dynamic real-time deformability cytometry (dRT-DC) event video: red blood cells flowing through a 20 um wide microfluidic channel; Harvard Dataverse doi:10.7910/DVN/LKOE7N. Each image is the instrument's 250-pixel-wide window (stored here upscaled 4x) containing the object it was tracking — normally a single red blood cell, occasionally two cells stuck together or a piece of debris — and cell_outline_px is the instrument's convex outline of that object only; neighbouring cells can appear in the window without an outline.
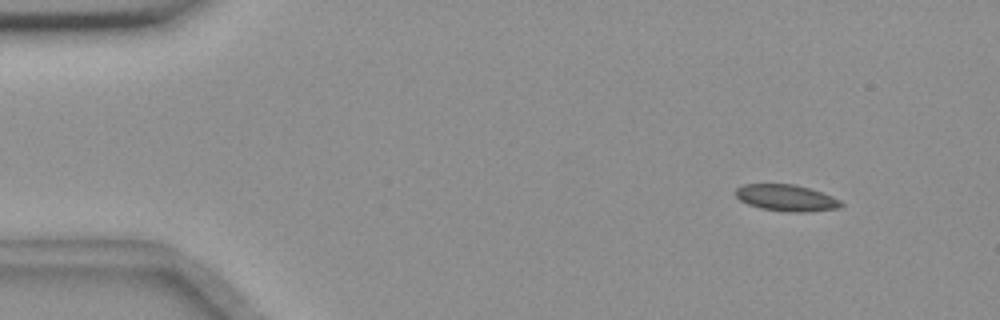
{"species": "common noctule bat (a hibernating species)", "species_latin": "Nyctalus noctula", "temperature_condition": "room temperature", "stored_images_in_passage": 5, "camera_frame_rate_fps": 3000, "um_per_image_px": 0.085, "animal": {"sex": "female", "body_mass_g": 18.4}, "frame": {"image": 1, "passage_image": 2, "time_ms": 1.0, "image_size_px": [1000, 320], "cell_outline_px": [[844, 204], [840, 208], [808, 212], [788, 212], [760, 208], [748, 204], [740, 200], [736, 196], [736, 188], [744, 184], [792, 184], [808, 188], [832, 196], [840, 200]], "centroid_in_image_um": [66.85, 16.83], "position_along_channel_um": 18.2, "area_um2": 16.24}}